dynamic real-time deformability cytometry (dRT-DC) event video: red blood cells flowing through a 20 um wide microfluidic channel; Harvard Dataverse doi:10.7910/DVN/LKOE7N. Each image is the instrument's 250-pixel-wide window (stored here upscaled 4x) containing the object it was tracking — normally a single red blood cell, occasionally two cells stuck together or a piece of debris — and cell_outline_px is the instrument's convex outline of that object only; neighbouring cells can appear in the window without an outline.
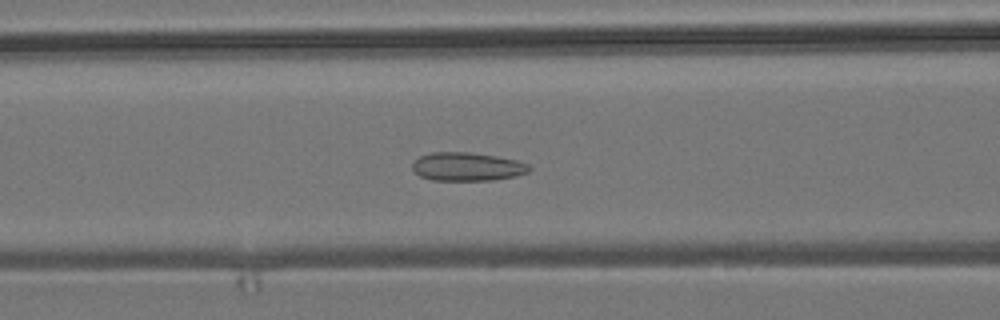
{"species": "common noctule bat (a hibernating species)", "species_latin": "Nyctalus noctula", "temperature_condition": "room temperature", "stored_images_in_passage": 54, "camera_frame_rate_fps": 3000, "um_per_image_px": 0.085, "animal": {"sex": "male", "body_mass_g": 19.2, "forearm_length_mm": 51.8}, "frame": {"image": 1, "passage_image": 22, "time_ms": 7.0, "image_size_px": [1000, 320], "cell_outline_px": [[532, 168], [528, 172], [516, 176], [492, 180], [432, 180], [420, 176], [412, 168], [412, 160], [420, 156], [432, 152], [472, 152], [496, 156], [516, 160], [528, 164]], "centroid_in_image_um": [39.7, 14.16], "position_along_channel_um": 126.9, "area_um2": 19.48}}
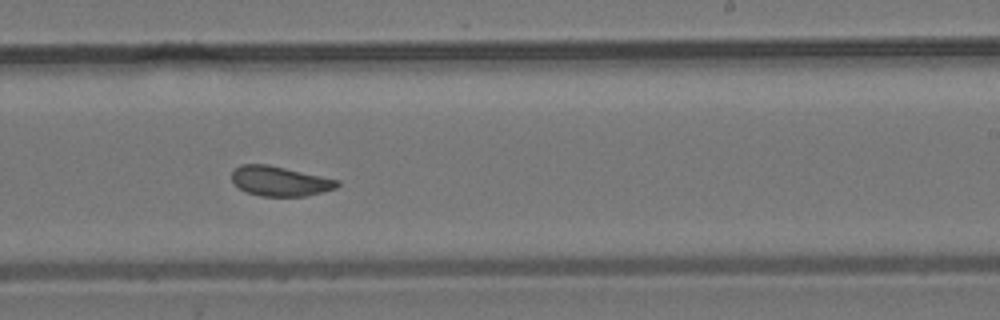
{"frame": {"image": 2, "passage_image": 33, "time_ms": 10.667, "image_size_px": [1000, 320], "cell_outline_px": [[340, 184], [336, 188], [308, 196], [260, 196], [248, 192], [240, 188], [232, 180], [232, 172], [240, 164], [268, 164], [340, 180]], "centroid_in_image_um": [23.82, 15.39], "position_along_channel_um": 265.2, "area_um2": 18.26}}
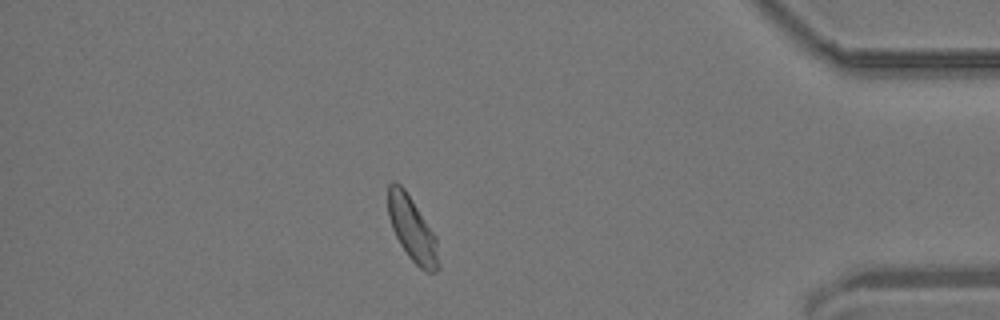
{"frame": {"image": 3, "passage_image": 47, "time_ms": 15.333, "image_size_px": [1000, 320], "cell_outline_px": [[440, 268], [436, 272], [424, 272], [408, 256], [400, 244], [392, 228], [388, 216], [388, 184], [392, 180], [400, 184], [404, 188], [436, 236], [440, 264]], "centroid_in_image_um": [35.05, 19.5], "position_along_channel_um": 400.2, "area_um2": 19.02}, "authors_computed_cell_mechanics": {"area_um2": 19.1896, "velocity_mm_per_s": 3.7783, "shape_relaxation_time_tau1_ms": null, "shape_relaxation_time_tau2_ms": 1.2547, "deformation_change_tau1": null, "deformation_change_tau2": 0.0772}}